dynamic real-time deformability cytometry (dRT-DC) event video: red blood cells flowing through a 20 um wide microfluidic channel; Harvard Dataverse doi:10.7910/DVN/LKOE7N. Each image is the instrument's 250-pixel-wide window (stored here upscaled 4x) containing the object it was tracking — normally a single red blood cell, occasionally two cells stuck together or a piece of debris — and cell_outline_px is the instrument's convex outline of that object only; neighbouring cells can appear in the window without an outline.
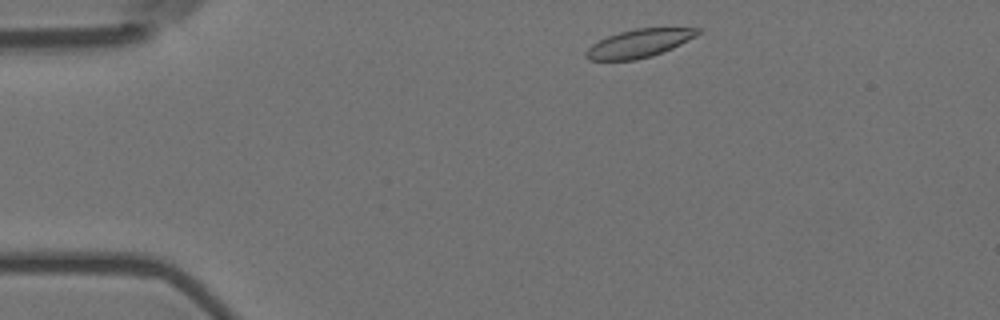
{"species": "Egyptian fruit bat (a non-hibernating species)", "species_latin": "Rousettus aegyptiacus", "temperature_condition": "room temperature", "stored_images_in_passage": 4, "camera_frame_rate_fps": 3000, "um_per_image_px": 0.085, "animal": {"sex": "female"}, "frame": {"image": 1, "passage_image": 1, "time_ms": 0.0, "image_size_px": [1000, 320], "cell_outline_px": [[700, 32], [696, 36], [672, 48], [652, 56], [636, 60], [588, 60], [584, 56], [584, 52], [592, 44], [608, 36], [620, 32], [636, 28], [700, 28]], "centroid_in_image_um": [54.29, 3.69], "position_along_channel_um": 30.7, "area_um2": 18.21}}
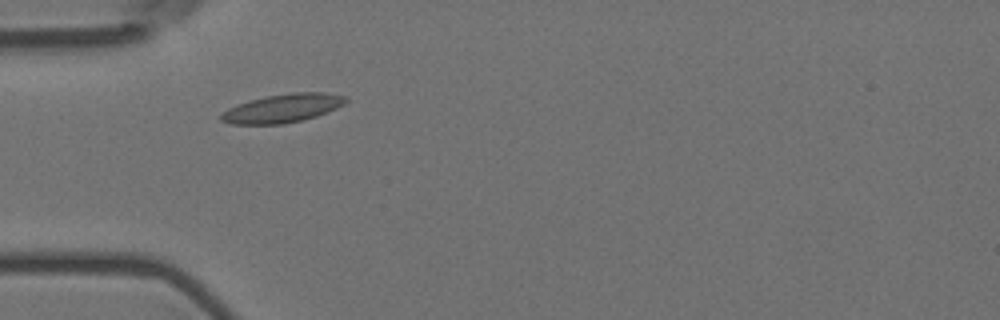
{"frame": {"image": 2, "passage_image": 3, "time_ms": 0.667, "image_size_px": [1000, 320], "cell_outline_px": [[348, 100], [344, 104], [336, 108], [316, 116], [284, 124], [232, 124], [220, 120], [220, 112], [228, 108], [252, 100], [268, 96], [292, 92], [324, 92], [348, 96]], "centroid_in_image_um": [24.04, 9.2], "position_along_channel_um": 61.0, "area_um2": 20.58}}
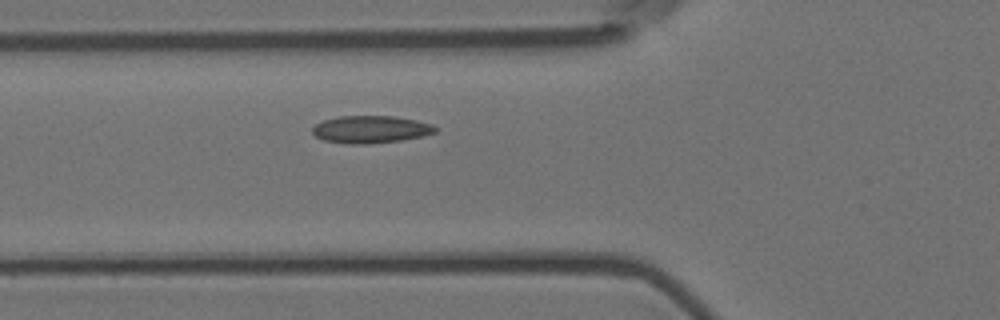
{"frame": {"image": 3, "passage_image": 4, "time_ms": 1.0, "image_size_px": [1000, 320], "cell_outline_px": [[436, 132], [424, 136], [404, 140], [368, 144], [352, 144], [324, 140], [316, 136], [312, 132], [312, 128], [316, 124], [324, 120], [340, 116], [392, 116], [416, 120], [432, 124], [436, 128]], "centroid_in_image_um": [31.53, 11.0], "position_along_channel_um": 94.3, "area_um2": 19.59}}